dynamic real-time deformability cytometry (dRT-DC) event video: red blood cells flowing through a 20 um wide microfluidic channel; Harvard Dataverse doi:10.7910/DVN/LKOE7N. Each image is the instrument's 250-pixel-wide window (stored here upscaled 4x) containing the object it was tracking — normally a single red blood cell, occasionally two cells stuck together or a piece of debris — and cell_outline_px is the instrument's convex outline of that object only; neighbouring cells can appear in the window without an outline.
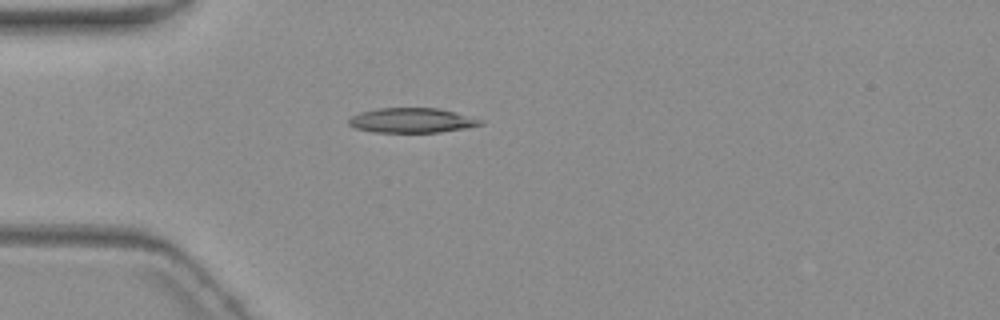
{"species": "common noctule bat (a hibernating species)", "species_latin": "Nyctalus noctula", "temperature_condition": "warm", "stored_images_in_passage": 6, "camera_frame_rate_fps": 3000, "um_per_image_px": 0.085, "animal": {"sex": "female", "body_mass_g": 19.3, "forearm_length_mm": 54.1}, "frame": {"image": 1, "passage_image": 5, "time_ms": 5.0, "image_size_px": [1000, 320], "cell_outline_px": [[484, 124], [464, 128], [440, 132], [372, 132], [356, 128], [348, 124], [348, 120], [352, 116], [360, 112], [380, 108], [440, 108], [484, 120]], "centroid_in_image_um": [35.01, 10.23], "position_along_channel_um": 50.0, "area_um2": 18.96}}